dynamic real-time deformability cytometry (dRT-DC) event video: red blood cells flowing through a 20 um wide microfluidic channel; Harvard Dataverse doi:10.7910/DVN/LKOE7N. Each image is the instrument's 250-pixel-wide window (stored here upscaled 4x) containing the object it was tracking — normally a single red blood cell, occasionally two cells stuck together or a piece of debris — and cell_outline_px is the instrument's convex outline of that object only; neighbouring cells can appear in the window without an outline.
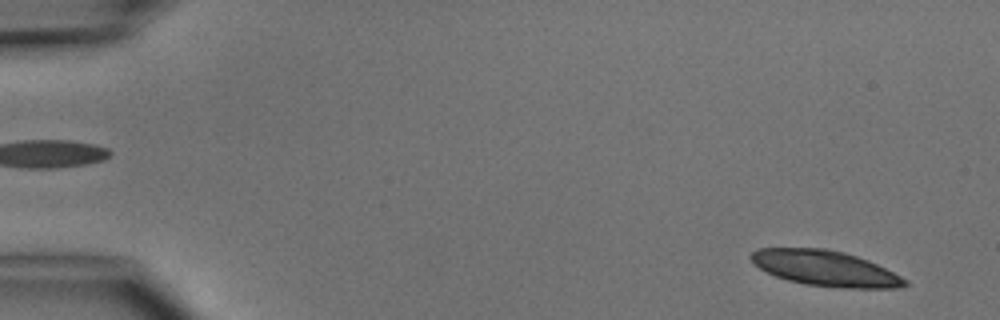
{"species": "common noctule bat (a hibernating species)", "species_latin": "Nyctalus noctula", "temperature_condition": "cold", "stored_images_in_passage": 5, "segment_of_instrument_passage": [2, 2], "camera_frame_rate_fps": 3000, "um_per_image_px": 0.085, "animal": {"sex": "male", "body_mass_g": 15.6}, "frame": {"image": 1, "passage_image": 5, "time_ms": 5.333, "image_size_px": [1000, 320], "cell_outline_px": [[908, 284], [900, 288], [840, 288], [804, 284], [788, 280], [776, 276], [752, 264], [748, 256], [756, 248], [824, 248], [844, 252], [868, 260], [908, 280]], "centroid_in_image_um": [70.11, 22.8], "position_along_channel_um": 14.9, "area_um2": 31.85}}